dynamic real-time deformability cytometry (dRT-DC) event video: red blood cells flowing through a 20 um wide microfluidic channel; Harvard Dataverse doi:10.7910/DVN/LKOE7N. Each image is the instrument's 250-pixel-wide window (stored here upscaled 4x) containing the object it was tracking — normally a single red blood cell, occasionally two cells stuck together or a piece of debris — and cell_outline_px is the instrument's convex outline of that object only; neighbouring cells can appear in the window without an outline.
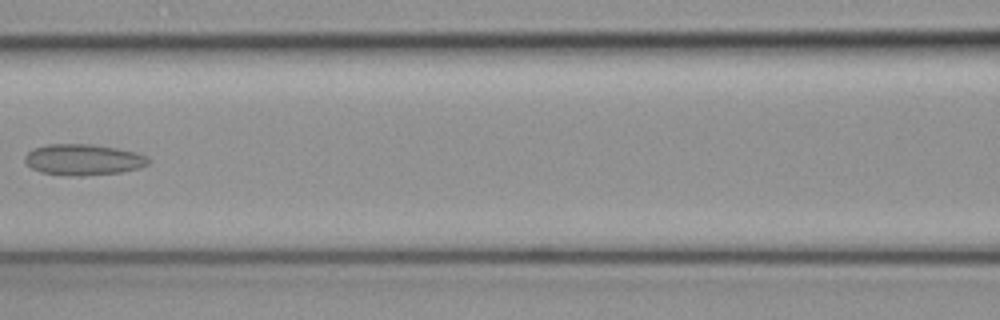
{"species": "common noctule bat (a hibernating species)", "species_latin": "Nyctalus noctula", "temperature_condition": "cold", "stored_images_in_passage": 6, "camera_frame_rate_fps": 3000, "um_per_image_px": 0.085, "animal": {"sex": "female", "body_mass_g": 19.3, "forearm_length_mm": 54.1}, "frame": {"image": 1, "passage_image": 6, "time_ms": 1.667, "image_size_px": [1000, 320], "cell_outline_px": [[148, 164], [140, 168], [120, 172], [84, 176], [64, 176], [40, 172], [32, 168], [24, 160], [24, 156], [28, 152], [36, 148], [48, 144], [92, 144], [116, 148], [136, 152], [148, 156]], "centroid_in_image_um": [7.08, 13.58], "position_along_channel_um": 159.5, "area_um2": 22.43}}